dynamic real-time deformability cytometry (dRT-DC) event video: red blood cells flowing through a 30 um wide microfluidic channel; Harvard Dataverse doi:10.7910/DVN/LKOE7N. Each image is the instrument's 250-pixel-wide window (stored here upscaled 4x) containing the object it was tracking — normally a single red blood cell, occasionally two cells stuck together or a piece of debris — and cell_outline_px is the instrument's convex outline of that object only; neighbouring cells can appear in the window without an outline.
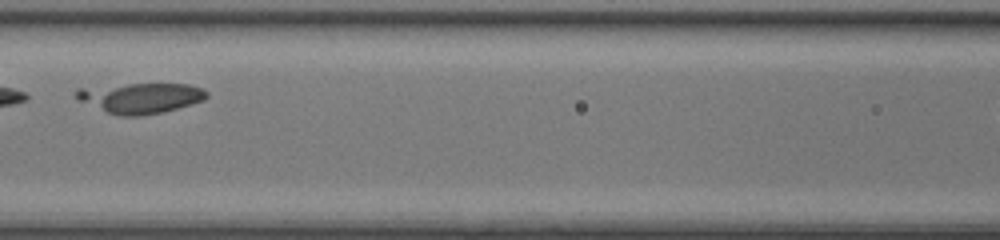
{"species": "common noctule bat (a hibernating species)", "species_latin": "Nyctalus noctula", "temperature_condition": "room temperature", "stored_images_in_passage": 24, "camera_frame_rate_fps": 3000, "um_per_image_px": 0.085, "animal": {"sex": "female", "body_mass_g": 17.0, "forearm_length_mm": 48.0}, "frame": {"image": 1, "passage_image": 11, "time_ms": 3.333, "image_size_px": [1000, 240], "cell_outline_px": [[208, 96], [204, 100], [176, 108], [160, 112], [136, 116], [120, 116], [108, 112], [80, 100], [72, 92], [76, 88], [128, 84], [188, 84], [204, 88], [208, 92]], "centroid_in_image_um": [11.96, 8.3], "position_along_channel_um": 154.6, "area_um2": 22.77}}